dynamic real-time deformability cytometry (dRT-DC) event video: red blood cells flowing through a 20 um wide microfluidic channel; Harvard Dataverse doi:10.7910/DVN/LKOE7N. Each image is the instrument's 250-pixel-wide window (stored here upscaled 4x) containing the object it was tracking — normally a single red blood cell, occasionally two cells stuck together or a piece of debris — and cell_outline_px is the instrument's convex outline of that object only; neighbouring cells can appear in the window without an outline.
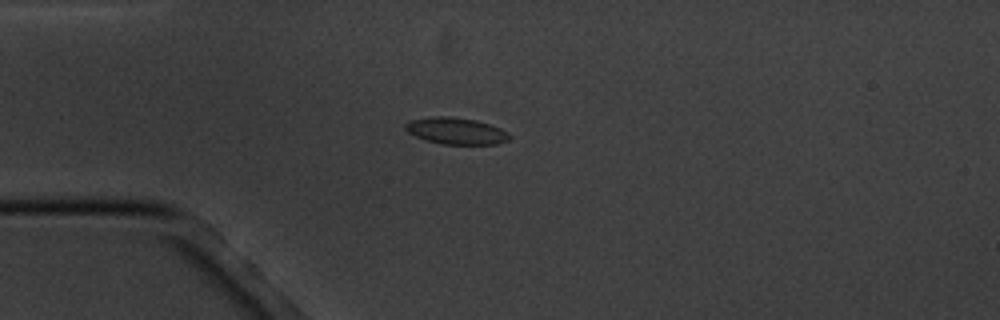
{"species": "common noctule bat (a hibernating species)", "species_latin": "Nyctalus noctula", "temperature_condition": "cold", "stored_images_in_passage": 17, "camera_frame_rate_fps": 3000, "um_per_image_px": 0.085, "animal": {"sex": "male", "body_mass_g": 20.1, "forearm_length_mm": 53.5}, "frame": {"image": 1, "passage_image": 5, "time_ms": 4.667, "image_size_px": [1000, 320], "cell_outline_px": [[512, 136], [508, 140], [496, 144], [440, 144], [424, 140], [408, 132], [404, 128], [404, 124], [408, 120], [432, 116], [448, 116], [476, 120], [500, 128], [508, 132]], "centroid_in_image_um": [38.73, 11.12], "position_along_channel_um": 46.3, "area_um2": 16.3}}
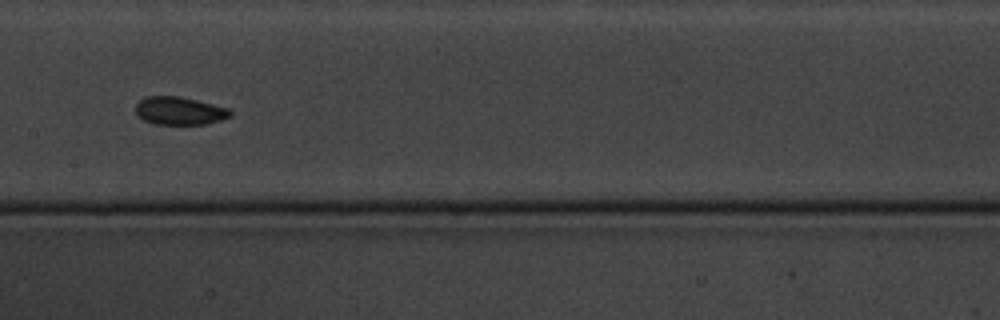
{"frame": {"image": 2, "passage_image": 9, "time_ms": 9.333, "image_size_px": [1000, 320], "cell_outline_px": [[232, 116], [208, 124], [152, 124], [144, 120], [136, 112], [136, 104], [144, 96], [180, 96], [228, 108], [232, 112]], "centroid_in_image_um": [15.26, 9.42], "position_along_channel_um": 192.1, "area_um2": 15.43}}
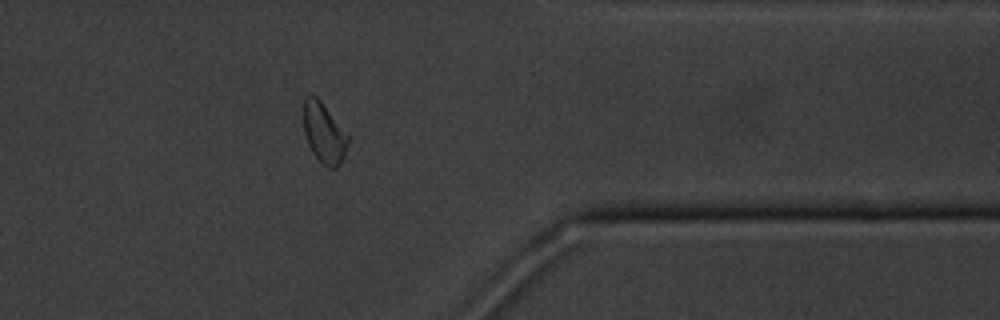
{"frame": {"image": 3, "passage_image": 14, "time_ms": 15.333, "image_size_px": [1000, 320], "cell_outline_px": [[352, 136], [344, 156], [340, 164], [336, 168], [328, 168], [312, 152], [308, 144], [304, 132], [304, 100], [308, 96], [316, 96], [320, 100]], "centroid_in_image_um": [27.6, 11.31], "position_along_channel_um": 383.8, "area_um2": 15.84}, "authors_computed_cell_mechanics": {"area_um2": 15.7794, "velocity_mm_per_s": 3.4332, "shape_relaxation_time_tau1_ms": null, "shape_relaxation_time_tau2_ms": 2.7224, "deformation_change_tau1": null, "deformation_change_tau2": 0.0719}}